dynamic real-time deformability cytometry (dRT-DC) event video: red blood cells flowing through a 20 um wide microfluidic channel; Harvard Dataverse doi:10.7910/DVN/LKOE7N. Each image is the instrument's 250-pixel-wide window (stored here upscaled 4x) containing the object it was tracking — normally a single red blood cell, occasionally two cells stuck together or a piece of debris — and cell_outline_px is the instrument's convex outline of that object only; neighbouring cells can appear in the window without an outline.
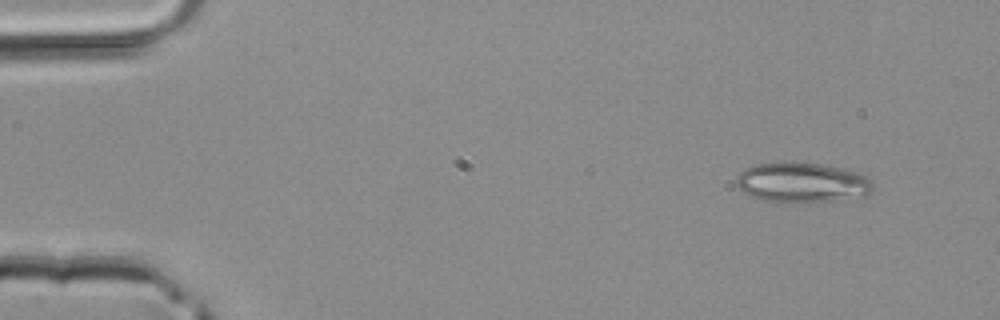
{"species": "common noctule bat (a hibernating species)", "species_latin": "Nyctalus noctula", "temperature_condition": "room temperature", "stored_images_in_passage": 6, "camera_frame_rate_fps": 3000, "um_per_image_px": 0.085, "animal": {"sex": "male", "body_mass_g": 20.4}, "frame": {"image": 1, "passage_image": 2, "time_ms": 0.333, "image_size_px": [1000, 320], "cell_outline_px": [[872, 188], [864, 196], [804, 204], [764, 200], [748, 196], [740, 192], [736, 184], [736, 176], [744, 168], [752, 164], [820, 164], [844, 168], [860, 172], [868, 176], [872, 180]], "centroid_in_image_um": [68.16, 15.55], "position_along_channel_um": 16.8, "area_um2": 31.96}}
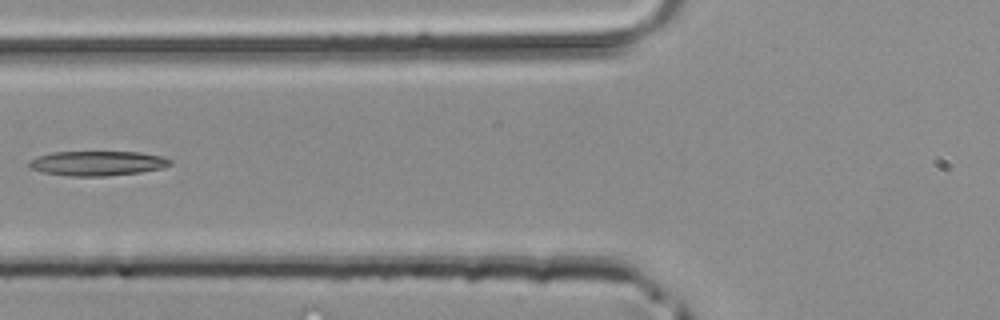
{"frame": {"image": 2, "passage_image": 6, "time_ms": 1.667, "image_size_px": [1000, 320], "cell_outline_px": [[172, 164], [164, 168], [140, 172], [108, 176], [68, 176], [44, 172], [28, 168], [28, 160], [36, 156], [52, 152], [140, 152], [164, 156], [172, 160]], "centroid_in_image_um": [8.28, 13.88], "position_along_channel_um": 117.5, "area_um2": 20.58}}